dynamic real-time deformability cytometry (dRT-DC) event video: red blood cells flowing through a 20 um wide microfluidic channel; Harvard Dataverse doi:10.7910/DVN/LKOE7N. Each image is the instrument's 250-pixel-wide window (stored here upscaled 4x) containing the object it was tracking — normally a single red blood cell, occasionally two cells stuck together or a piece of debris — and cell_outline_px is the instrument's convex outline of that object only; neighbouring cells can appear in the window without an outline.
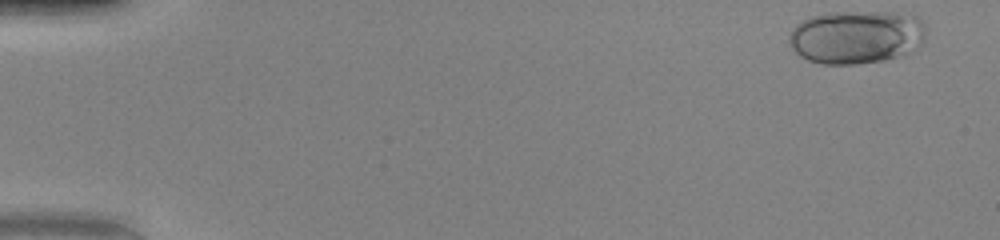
{"species": "human", "species_latin": "Homo sapiens", "temperature_condition": "warm", "stored_images_in_passage": 49, "camera_frame_rate_fps": 3000, "um_per_image_px": 0.085, "donor": {"sex": "female"}, "frame": {"image": 1, "passage_image": 1, "time_ms": 0.0, "image_size_px": [1000, 240], "cell_outline_px": [[924, 40], [920, 44], [896, 56], [884, 60], [852, 64], [824, 64], [808, 60], [800, 56], [792, 48], [788, 40], [788, 36], [792, 28], [800, 20], [812, 16], [836, 12], [912, 12], [924, 24]], "centroid_in_image_um": [72.75, 3.11], "position_along_channel_um": 12.2, "area_um2": 42.54}}
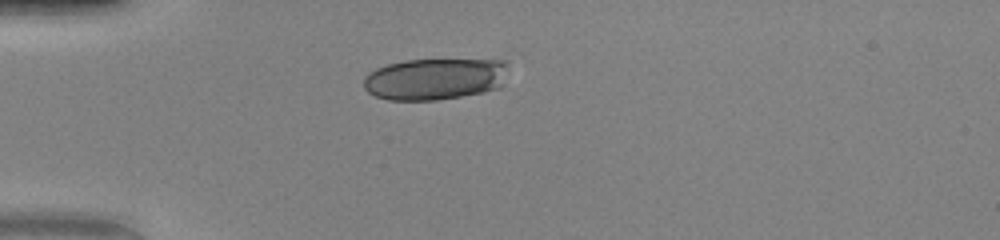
{"frame": {"image": 2, "passage_image": 13, "time_ms": 4.0, "image_size_px": [1000, 240], "cell_outline_px": [[508, 60], [500, 88], [484, 92], [436, 100], [388, 100], [376, 96], [368, 92], [364, 88], [364, 76], [368, 72], [376, 68], [388, 64], [404, 60]], "centroid_in_image_um": [36.92, 6.71], "position_along_channel_um": 48.1, "area_um2": 35.03}}
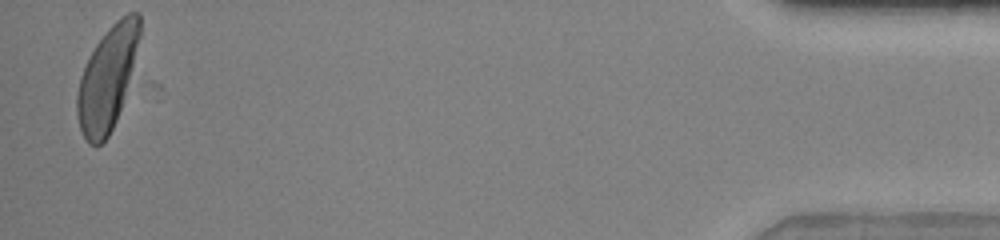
{"frame": {"image": 3, "passage_image": 48, "time_ms": 15.667, "image_size_px": [1000, 240], "cell_outline_px": [[140, 36], [120, 108], [116, 120], [108, 136], [100, 144], [88, 144], [80, 128], [76, 112], [76, 92], [80, 76], [96, 44], [108, 28], [116, 20], [128, 12], [140, 12]], "centroid_in_image_um": [9.09, 6.65], "position_along_channel_um": 426.1, "area_um2": 36.7}}